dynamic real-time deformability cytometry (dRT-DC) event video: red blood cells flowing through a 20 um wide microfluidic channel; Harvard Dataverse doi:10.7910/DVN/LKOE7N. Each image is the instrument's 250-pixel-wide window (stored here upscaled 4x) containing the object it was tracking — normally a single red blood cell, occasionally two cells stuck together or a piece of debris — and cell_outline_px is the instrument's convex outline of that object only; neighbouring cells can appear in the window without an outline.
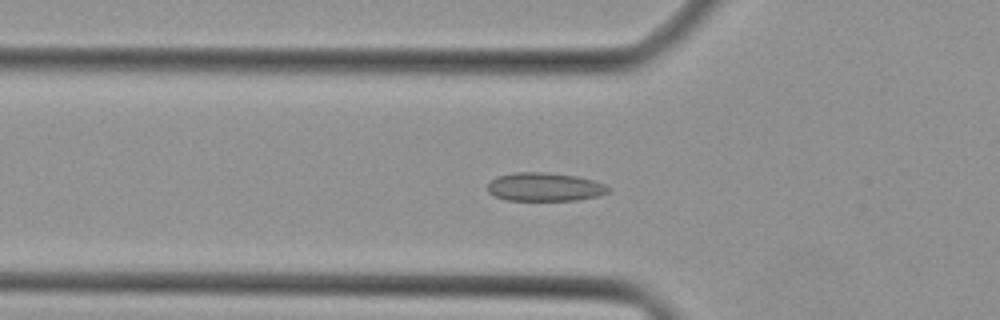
{"species": "Egyptian fruit bat (a non-hibernating species)", "species_latin": "Rousettus aegyptiacus", "temperature_condition": "cold", "stored_images_in_passage": 43, "camera_frame_rate_fps": 3000, "um_per_image_px": 0.085, "animal": {"sex": "female"}, "frame": {"image": 1, "passage_image": 14, "time_ms": 4.333, "image_size_px": [1000, 320], "cell_outline_px": [[612, 188], [608, 192], [596, 196], [576, 200], [504, 200], [488, 192], [488, 184], [496, 176], [516, 172], [544, 172], [576, 176], [592, 180], [604, 184]], "centroid_in_image_um": [46.28, 15.89], "position_along_channel_um": 79.5, "area_um2": 19.94}}
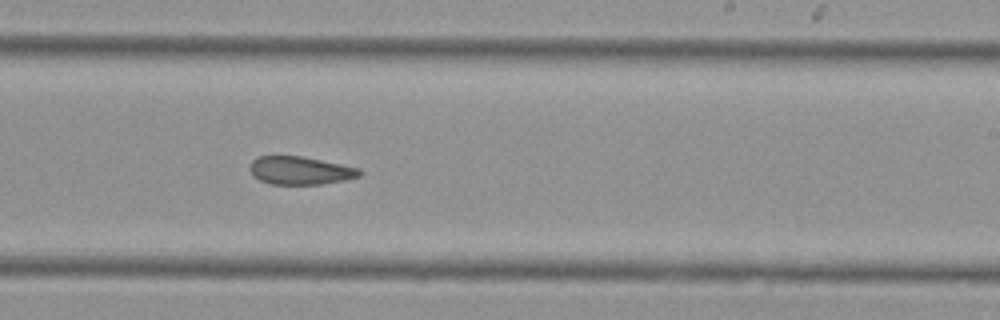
{"frame": {"image": 2, "passage_image": 26, "time_ms": 8.333, "image_size_px": [1000, 320], "cell_outline_px": [[364, 172], [360, 176], [344, 180], [320, 184], [272, 184], [260, 180], [252, 176], [248, 168], [252, 160], [256, 156], [300, 156], [360, 168]], "centroid_in_image_um": [25.49, 14.49], "position_along_channel_um": 263.5, "area_um2": 17.98}}
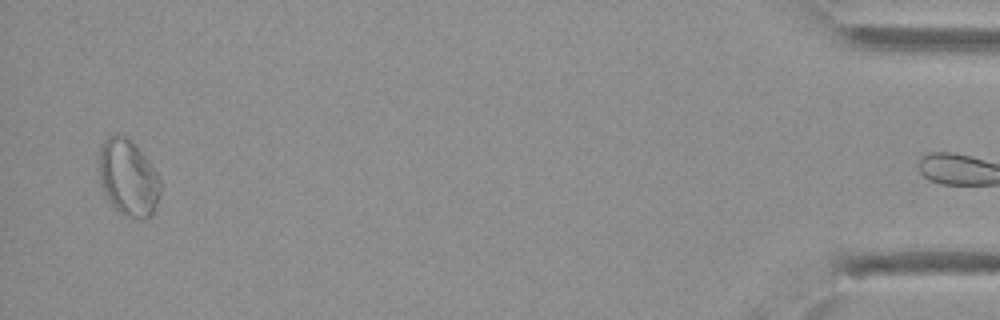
{"frame": {"image": 3, "passage_image": 42, "time_ms": 13.667, "image_size_px": [1000, 320], "cell_outline_px": [[160, 192], [156, 208], [144, 220], [140, 220], [124, 216], [112, 204], [104, 192], [100, 180], [100, 148], [104, 140], [108, 136], [124, 136], [148, 160], [156, 172], [160, 180]], "centroid_in_image_um": [10.91, 15.17], "position_along_channel_um": 424.3, "area_um2": 26.7}}